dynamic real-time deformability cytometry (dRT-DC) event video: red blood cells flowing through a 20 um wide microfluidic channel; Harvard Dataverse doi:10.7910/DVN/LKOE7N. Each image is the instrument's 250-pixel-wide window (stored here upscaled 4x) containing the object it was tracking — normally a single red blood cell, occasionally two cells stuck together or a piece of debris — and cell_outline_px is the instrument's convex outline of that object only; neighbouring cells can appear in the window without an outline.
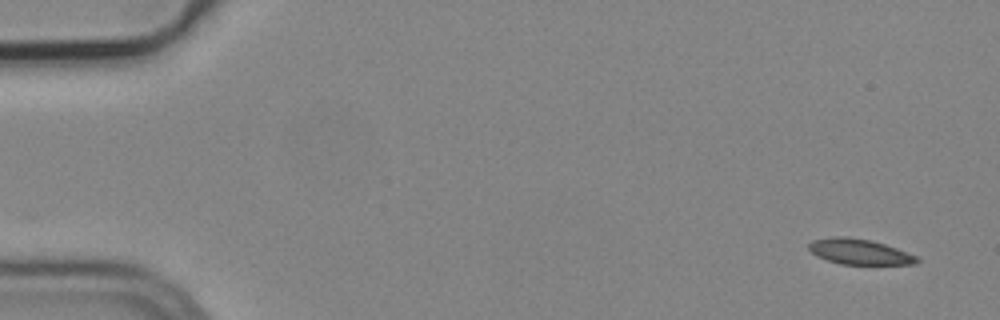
{"species": "common noctule bat (a hibernating species)", "species_latin": "Nyctalus noctula", "temperature_condition": "cold", "stored_images_in_passage": 2, "camera_frame_rate_fps": 3000, "um_per_image_px": 0.085, "animal": {"sex": "male", "body_mass_g": 19.2, "forearm_length_mm": 51.8}, "frame": {"image": 1, "passage_image": 2, "time_ms": 0.333, "image_size_px": [1000, 320], "cell_outline_px": [[920, 260], [916, 264], [840, 264], [816, 256], [808, 248], [808, 244], [812, 240], [832, 236], [848, 236], [868, 240], [884, 244], [896, 248], [916, 256]], "centroid_in_image_um": [73.01, 21.39], "position_along_channel_um": 12.0, "area_um2": 15.95}}